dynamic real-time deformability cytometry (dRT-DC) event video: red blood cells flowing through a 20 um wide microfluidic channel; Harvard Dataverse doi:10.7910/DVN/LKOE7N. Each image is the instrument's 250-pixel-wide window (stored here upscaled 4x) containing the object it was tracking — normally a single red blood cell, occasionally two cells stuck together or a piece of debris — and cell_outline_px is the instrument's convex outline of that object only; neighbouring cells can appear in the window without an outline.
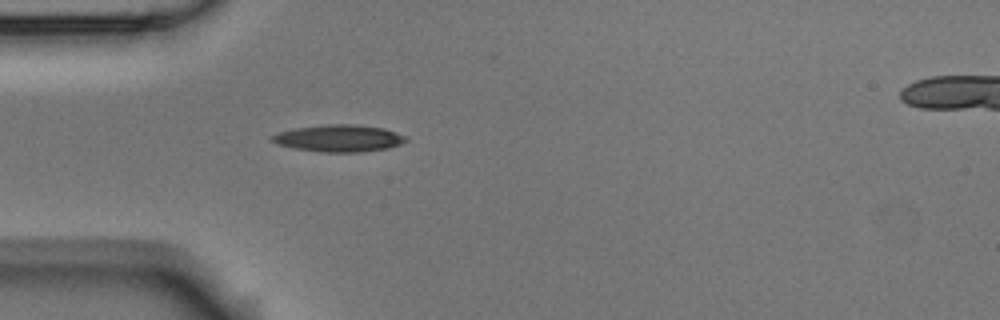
{"species": "Egyptian fruit bat (a non-hibernating species)", "species_latin": "Rousettus aegyptiacus", "temperature_condition": "room temperature", "stored_images_in_passage": 1, "camera_frame_rate_fps": 3000, "um_per_image_px": 0.085, "animal": {"sex": "male"}, "frame": {"image": 1, "passage_image": 1, "time_ms": 0.0, "image_size_px": [1000, 320], "cell_outline_px": [[408, 140], [400, 144], [388, 148], [360, 152], [320, 152], [296, 148], [276, 144], [272, 140], [272, 136], [276, 132], [292, 128], [324, 124], [356, 124], [384, 128], [408, 136]], "centroid_in_image_um": [28.82, 11.74], "position_along_channel_um": 56.2, "area_um2": 21.27}}